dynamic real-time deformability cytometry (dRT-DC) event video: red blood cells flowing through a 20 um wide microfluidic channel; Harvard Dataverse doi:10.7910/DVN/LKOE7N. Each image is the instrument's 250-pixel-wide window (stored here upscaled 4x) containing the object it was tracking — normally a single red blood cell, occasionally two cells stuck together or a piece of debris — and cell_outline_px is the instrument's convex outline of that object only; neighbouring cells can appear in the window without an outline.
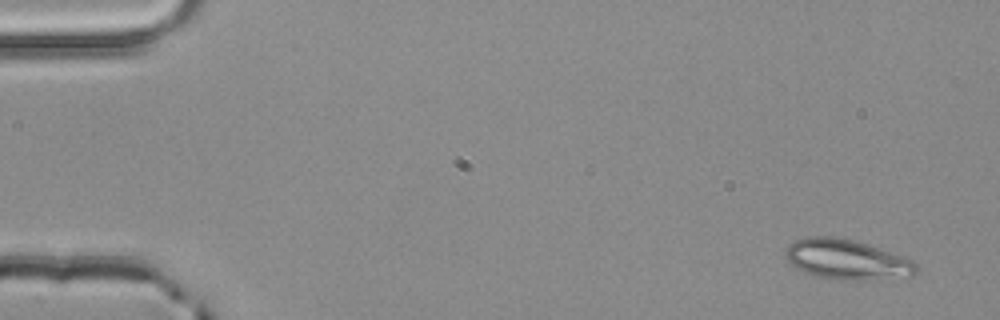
{"species": "common noctule bat (a hibernating species)", "species_latin": "Nyctalus noctula", "temperature_condition": "room temperature", "stored_images_in_passage": 4, "camera_frame_rate_fps": 3000, "um_per_image_px": 0.085, "animal": {"sex": "male", "body_mass_g": 20.4}, "frame": {"image": 1, "passage_image": 1, "time_ms": 0.0, "image_size_px": [1000, 320], "cell_outline_px": [[916, 272], [912, 276], [864, 280], [840, 280], [820, 276], [796, 268], [784, 256], [784, 252], [796, 240], [808, 236], [824, 236], [852, 240], [868, 244], [912, 260], [916, 264]], "centroid_in_image_um": [71.98, 22.06], "position_along_channel_um": 13.0, "area_um2": 29.88}}